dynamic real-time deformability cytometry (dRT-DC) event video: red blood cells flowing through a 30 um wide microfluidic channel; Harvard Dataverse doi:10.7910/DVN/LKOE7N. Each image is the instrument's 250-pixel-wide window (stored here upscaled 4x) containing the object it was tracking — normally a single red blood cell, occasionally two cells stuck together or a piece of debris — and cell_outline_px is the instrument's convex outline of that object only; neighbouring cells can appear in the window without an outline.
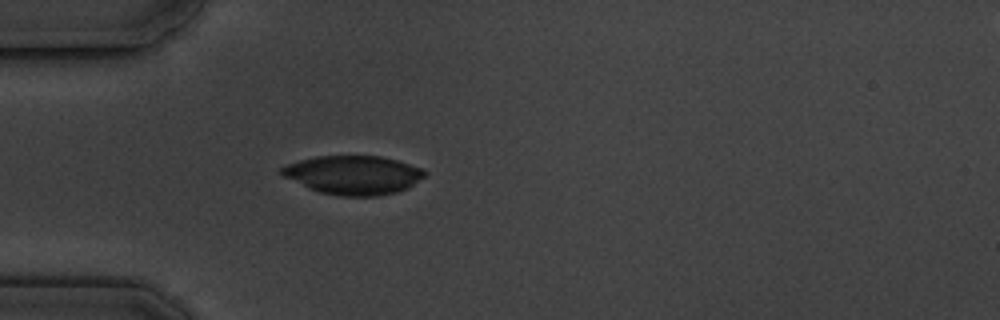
{"species": "common noctule bat (a hibernating species)", "species_latin": "Nyctalus noctula", "temperature_condition": "cold", "stored_images_in_passage": 3, "camera_frame_rate_fps": 3000, "um_per_image_px": 0.085, "animal": {"sex": "male", "body_mass_g": 19.5, "forearm_length_mm": 54.6}, "frame": {"image": 1, "passage_image": 3, "time_ms": 3.333, "image_size_px": [1000, 320], "cell_outline_px": [[428, 172], [424, 176], [408, 188], [396, 192], [376, 196], [344, 196], [320, 192], [308, 188], [284, 176], [280, 172], [280, 168], [288, 164], [300, 160], [316, 156], [380, 156], [396, 160], [420, 168]], "centroid_in_image_um": [30.03, 14.87], "position_along_channel_um": 55.0, "area_um2": 32.02}}